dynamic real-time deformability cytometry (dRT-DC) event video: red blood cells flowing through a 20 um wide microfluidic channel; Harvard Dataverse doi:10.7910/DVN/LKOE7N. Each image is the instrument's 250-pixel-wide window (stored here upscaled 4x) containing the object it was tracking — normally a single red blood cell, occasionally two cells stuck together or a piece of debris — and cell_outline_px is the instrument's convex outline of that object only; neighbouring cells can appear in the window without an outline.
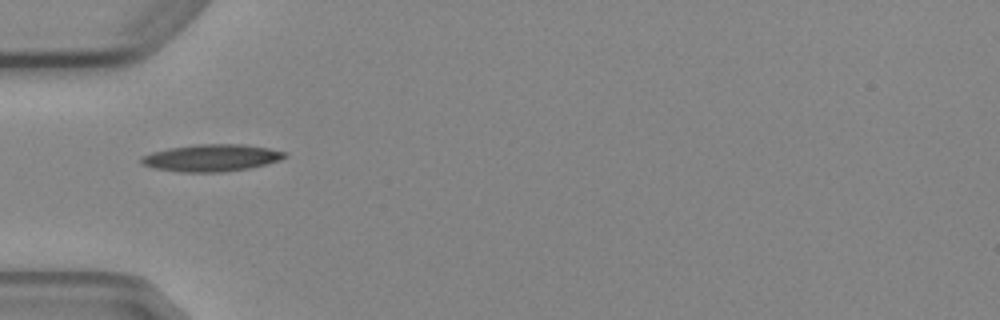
{"species": "Egyptian fruit bat (a non-hibernating species)", "species_latin": "Rousettus aegyptiacus", "temperature_condition": "cold", "stored_images_in_passage": 8, "camera_frame_rate_fps": 3000, "um_per_image_px": 0.085, "animal": {"sex": "female"}, "frame": {"image": 1, "passage_image": 5, "time_ms": 5.0, "image_size_px": [1000, 320], "cell_outline_px": [[288, 156], [280, 160], [248, 168], [220, 172], [180, 172], [152, 168], [140, 164], [140, 156], [152, 152], [168, 148], [196, 144], [240, 144], [268, 148], [284, 152]], "centroid_in_image_um": [17.9, 13.42], "position_along_channel_um": 67.1, "area_um2": 22.6}}
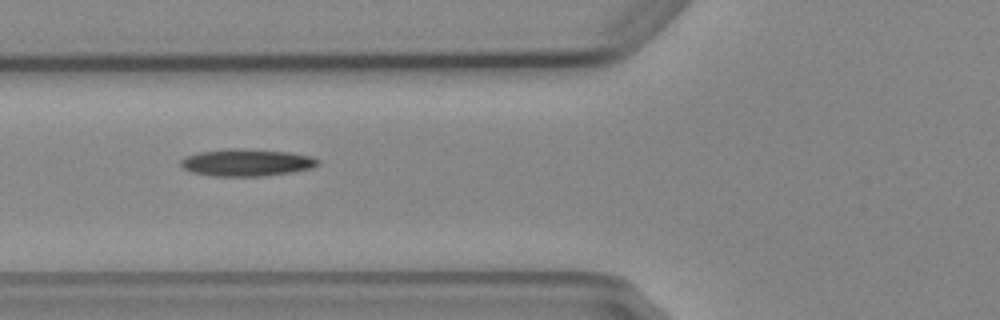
{"frame": {"image": 2, "passage_image": 6, "time_ms": 6.0, "image_size_px": [1000, 320], "cell_outline_px": [[320, 164], [312, 168], [292, 172], [264, 176], [212, 176], [192, 172], [184, 168], [180, 164], [180, 160], [184, 156], [200, 152], [228, 148], [236, 148], [288, 152], [312, 156], [320, 160]], "centroid_in_image_um": [20.97, 13.81], "position_along_channel_um": 104.8, "area_um2": 21.79}}